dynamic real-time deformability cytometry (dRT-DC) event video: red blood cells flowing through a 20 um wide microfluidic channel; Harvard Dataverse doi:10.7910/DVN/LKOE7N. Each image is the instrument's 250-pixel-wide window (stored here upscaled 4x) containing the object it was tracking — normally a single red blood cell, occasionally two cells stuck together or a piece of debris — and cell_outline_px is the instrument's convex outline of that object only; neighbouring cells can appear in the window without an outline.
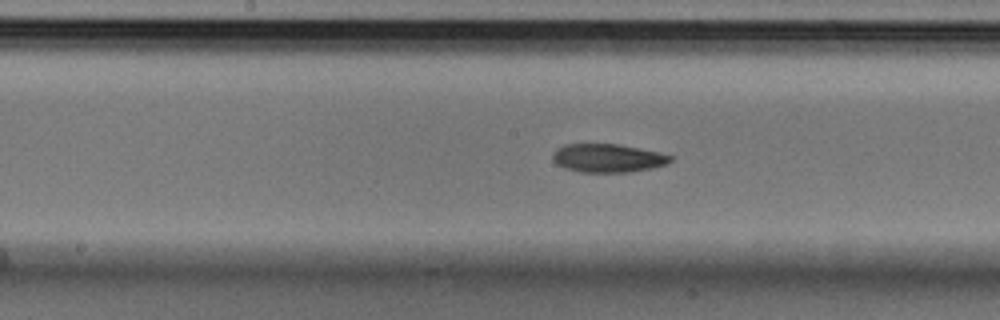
{"species": "Egyptian fruit bat (a non-hibernating species)", "species_latin": "Rousettus aegyptiacus", "temperature_condition": "cold", "stored_images_in_passage": 49, "camera_frame_rate_fps": 3000, "um_per_image_px": 0.085, "animal": {"sex": "male"}, "frame": {"image": 1, "passage_image": 22, "time_ms": 7.0, "image_size_px": [1000, 320], "cell_outline_px": [[672, 160], [668, 164], [652, 168], [628, 172], [580, 172], [564, 168], [556, 164], [552, 160], [552, 156], [556, 148], [564, 144], [620, 144], [640, 148], [672, 156]], "centroid_in_image_um": [51.63, 13.44], "position_along_channel_um": 196.6, "area_um2": 19.59}}